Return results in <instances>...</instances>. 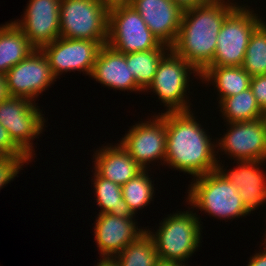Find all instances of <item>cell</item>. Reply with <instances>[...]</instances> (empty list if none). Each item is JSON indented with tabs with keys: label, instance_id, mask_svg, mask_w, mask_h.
Here are the masks:
<instances>
[{
	"label": "cell",
	"instance_id": "11",
	"mask_svg": "<svg viewBox=\"0 0 266 266\" xmlns=\"http://www.w3.org/2000/svg\"><path fill=\"white\" fill-rule=\"evenodd\" d=\"M107 43H98L85 39H67L58 37L41 50L50 63L53 76L57 79L61 73L82 71L90 75L99 51Z\"/></svg>",
	"mask_w": 266,
	"mask_h": 266
},
{
	"label": "cell",
	"instance_id": "6",
	"mask_svg": "<svg viewBox=\"0 0 266 266\" xmlns=\"http://www.w3.org/2000/svg\"><path fill=\"white\" fill-rule=\"evenodd\" d=\"M107 44L124 54L171 48L158 40L141 15L128 3L109 5Z\"/></svg>",
	"mask_w": 266,
	"mask_h": 266
},
{
	"label": "cell",
	"instance_id": "32",
	"mask_svg": "<svg viewBox=\"0 0 266 266\" xmlns=\"http://www.w3.org/2000/svg\"><path fill=\"white\" fill-rule=\"evenodd\" d=\"M264 242L266 244V240ZM250 258L247 266H266V247L264 251L262 250Z\"/></svg>",
	"mask_w": 266,
	"mask_h": 266
},
{
	"label": "cell",
	"instance_id": "26",
	"mask_svg": "<svg viewBox=\"0 0 266 266\" xmlns=\"http://www.w3.org/2000/svg\"><path fill=\"white\" fill-rule=\"evenodd\" d=\"M244 70L251 76L266 74V24L261 22L252 32L243 64Z\"/></svg>",
	"mask_w": 266,
	"mask_h": 266
},
{
	"label": "cell",
	"instance_id": "24",
	"mask_svg": "<svg viewBox=\"0 0 266 266\" xmlns=\"http://www.w3.org/2000/svg\"><path fill=\"white\" fill-rule=\"evenodd\" d=\"M167 50V51H166ZM171 48H156L126 54L127 66L135 78L137 86L145 92L153 82L158 64ZM166 51V52H165Z\"/></svg>",
	"mask_w": 266,
	"mask_h": 266
},
{
	"label": "cell",
	"instance_id": "23",
	"mask_svg": "<svg viewBox=\"0 0 266 266\" xmlns=\"http://www.w3.org/2000/svg\"><path fill=\"white\" fill-rule=\"evenodd\" d=\"M222 116L228 123L254 121L263 118L264 111L258 105L251 88L226 97L220 103Z\"/></svg>",
	"mask_w": 266,
	"mask_h": 266
},
{
	"label": "cell",
	"instance_id": "15",
	"mask_svg": "<svg viewBox=\"0 0 266 266\" xmlns=\"http://www.w3.org/2000/svg\"><path fill=\"white\" fill-rule=\"evenodd\" d=\"M149 30L165 45L171 47L179 33L183 11L173 0H129Z\"/></svg>",
	"mask_w": 266,
	"mask_h": 266
},
{
	"label": "cell",
	"instance_id": "10",
	"mask_svg": "<svg viewBox=\"0 0 266 266\" xmlns=\"http://www.w3.org/2000/svg\"><path fill=\"white\" fill-rule=\"evenodd\" d=\"M153 117L152 121L133 125L120 141L143 170L150 162H164L166 158V112Z\"/></svg>",
	"mask_w": 266,
	"mask_h": 266
},
{
	"label": "cell",
	"instance_id": "9",
	"mask_svg": "<svg viewBox=\"0 0 266 266\" xmlns=\"http://www.w3.org/2000/svg\"><path fill=\"white\" fill-rule=\"evenodd\" d=\"M44 122L35 101L33 103L26 98L10 96L0 103V124L30 159L34 155L31 140L42 133Z\"/></svg>",
	"mask_w": 266,
	"mask_h": 266
},
{
	"label": "cell",
	"instance_id": "35",
	"mask_svg": "<svg viewBox=\"0 0 266 266\" xmlns=\"http://www.w3.org/2000/svg\"><path fill=\"white\" fill-rule=\"evenodd\" d=\"M155 266H186L183 262L159 259Z\"/></svg>",
	"mask_w": 266,
	"mask_h": 266
},
{
	"label": "cell",
	"instance_id": "36",
	"mask_svg": "<svg viewBox=\"0 0 266 266\" xmlns=\"http://www.w3.org/2000/svg\"><path fill=\"white\" fill-rule=\"evenodd\" d=\"M108 5L115 3H127L129 0H104Z\"/></svg>",
	"mask_w": 266,
	"mask_h": 266
},
{
	"label": "cell",
	"instance_id": "21",
	"mask_svg": "<svg viewBox=\"0 0 266 266\" xmlns=\"http://www.w3.org/2000/svg\"><path fill=\"white\" fill-rule=\"evenodd\" d=\"M202 81L214 83L219 92V103L226 97L250 88L251 76L242 66H208L201 74Z\"/></svg>",
	"mask_w": 266,
	"mask_h": 266
},
{
	"label": "cell",
	"instance_id": "34",
	"mask_svg": "<svg viewBox=\"0 0 266 266\" xmlns=\"http://www.w3.org/2000/svg\"><path fill=\"white\" fill-rule=\"evenodd\" d=\"M96 266H120L118 260L115 257H102Z\"/></svg>",
	"mask_w": 266,
	"mask_h": 266
},
{
	"label": "cell",
	"instance_id": "27",
	"mask_svg": "<svg viewBox=\"0 0 266 266\" xmlns=\"http://www.w3.org/2000/svg\"><path fill=\"white\" fill-rule=\"evenodd\" d=\"M122 193L123 199L134 215L138 209H143L144 206L150 204L154 196V186L147 170H142L134 178L125 183L122 186Z\"/></svg>",
	"mask_w": 266,
	"mask_h": 266
},
{
	"label": "cell",
	"instance_id": "25",
	"mask_svg": "<svg viewBox=\"0 0 266 266\" xmlns=\"http://www.w3.org/2000/svg\"><path fill=\"white\" fill-rule=\"evenodd\" d=\"M114 257L120 266H155L159 260L154 241L146 230Z\"/></svg>",
	"mask_w": 266,
	"mask_h": 266
},
{
	"label": "cell",
	"instance_id": "28",
	"mask_svg": "<svg viewBox=\"0 0 266 266\" xmlns=\"http://www.w3.org/2000/svg\"><path fill=\"white\" fill-rule=\"evenodd\" d=\"M27 161L31 162L29 157L0 156V189L19 174Z\"/></svg>",
	"mask_w": 266,
	"mask_h": 266
},
{
	"label": "cell",
	"instance_id": "20",
	"mask_svg": "<svg viewBox=\"0 0 266 266\" xmlns=\"http://www.w3.org/2000/svg\"><path fill=\"white\" fill-rule=\"evenodd\" d=\"M35 48L22 30L14 23L0 26V72L6 74L12 67L27 58Z\"/></svg>",
	"mask_w": 266,
	"mask_h": 266
},
{
	"label": "cell",
	"instance_id": "5",
	"mask_svg": "<svg viewBox=\"0 0 266 266\" xmlns=\"http://www.w3.org/2000/svg\"><path fill=\"white\" fill-rule=\"evenodd\" d=\"M189 212L168 215L155 234L146 229L154 241L159 259L185 263L200 247L201 221L196 213Z\"/></svg>",
	"mask_w": 266,
	"mask_h": 266
},
{
	"label": "cell",
	"instance_id": "22",
	"mask_svg": "<svg viewBox=\"0 0 266 266\" xmlns=\"http://www.w3.org/2000/svg\"><path fill=\"white\" fill-rule=\"evenodd\" d=\"M94 190L97 205L101 207V214L109 213L124 219H132L135 216L123 199L122 186L101 177L94 171Z\"/></svg>",
	"mask_w": 266,
	"mask_h": 266
},
{
	"label": "cell",
	"instance_id": "30",
	"mask_svg": "<svg viewBox=\"0 0 266 266\" xmlns=\"http://www.w3.org/2000/svg\"><path fill=\"white\" fill-rule=\"evenodd\" d=\"M250 88L260 108L266 110V74L251 77Z\"/></svg>",
	"mask_w": 266,
	"mask_h": 266
},
{
	"label": "cell",
	"instance_id": "1",
	"mask_svg": "<svg viewBox=\"0 0 266 266\" xmlns=\"http://www.w3.org/2000/svg\"><path fill=\"white\" fill-rule=\"evenodd\" d=\"M193 113L166 112V158L174 169L199 177L217 170L216 144Z\"/></svg>",
	"mask_w": 266,
	"mask_h": 266
},
{
	"label": "cell",
	"instance_id": "7",
	"mask_svg": "<svg viewBox=\"0 0 266 266\" xmlns=\"http://www.w3.org/2000/svg\"><path fill=\"white\" fill-rule=\"evenodd\" d=\"M237 6L224 20L217 36L216 51L209 66H241L254 29L262 22L258 14Z\"/></svg>",
	"mask_w": 266,
	"mask_h": 266
},
{
	"label": "cell",
	"instance_id": "14",
	"mask_svg": "<svg viewBox=\"0 0 266 266\" xmlns=\"http://www.w3.org/2000/svg\"><path fill=\"white\" fill-rule=\"evenodd\" d=\"M61 0H29L24 18L13 21L35 49H42L60 37Z\"/></svg>",
	"mask_w": 266,
	"mask_h": 266
},
{
	"label": "cell",
	"instance_id": "19",
	"mask_svg": "<svg viewBox=\"0 0 266 266\" xmlns=\"http://www.w3.org/2000/svg\"><path fill=\"white\" fill-rule=\"evenodd\" d=\"M95 171L103 178L123 186L143 169L119 143L105 146L95 153Z\"/></svg>",
	"mask_w": 266,
	"mask_h": 266
},
{
	"label": "cell",
	"instance_id": "16",
	"mask_svg": "<svg viewBox=\"0 0 266 266\" xmlns=\"http://www.w3.org/2000/svg\"><path fill=\"white\" fill-rule=\"evenodd\" d=\"M95 224V241L102 257L116 256L145 231L138 229L134 220L109 213H99Z\"/></svg>",
	"mask_w": 266,
	"mask_h": 266
},
{
	"label": "cell",
	"instance_id": "3",
	"mask_svg": "<svg viewBox=\"0 0 266 266\" xmlns=\"http://www.w3.org/2000/svg\"><path fill=\"white\" fill-rule=\"evenodd\" d=\"M188 190L190 206L225 220L246 216L249 212L242 202L239 190L218 170L195 178Z\"/></svg>",
	"mask_w": 266,
	"mask_h": 266
},
{
	"label": "cell",
	"instance_id": "31",
	"mask_svg": "<svg viewBox=\"0 0 266 266\" xmlns=\"http://www.w3.org/2000/svg\"><path fill=\"white\" fill-rule=\"evenodd\" d=\"M215 0H173V2L182 10L186 11L195 7L209 4Z\"/></svg>",
	"mask_w": 266,
	"mask_h": 266
},
{
	"label": "cell",
	"instance_id": "8",
	"mask_svg": "<svg viewBox=\"0 0 266 266\" xmlns=\"http://www.w3.org/2000/svg\"><path fill=\"white\" fill-rule=\"evenodd\" d=\"M193 71V72H191ZM195 73L200 77V73L185 59L176 55L172 50L168 52L160 61L155 73L153 82L148 87L158 99L167 107L166 112L189 111L190 105L187 101V88L190 73ZM189 74V75H188ZM186 93V94H185ZM186 96V99H184ZM188 102V103H187Z\"/></svg>",
	"mask_w": 266,
	"mask_h": 266
},
{
	"label": "cell",
	"instance_id": "29",
	"mask_svg": "<svg viewBox=\"0 0 266 266\" xmlns=\"http://www.w3.org/2000/svg\"><path fill=\"white\" fill-rule=\"evenodd\" d=\"M0 156L28 157L11 139L8 131L0 124Z\"/></svg>",
	"mask_w": 266,
	"mask_h": 266
},
{
	"label": "cell",
	"instance_id": "13",
	"mask_svg": "<svg viewBox=\"0 0 266 266\" xmlns=\"http://www.w3.org/2000/svg\"><path fill=\"white\" fill-rule=\"evenodd\" d=\"M229 124L227 133L218 140L219 149L237 161L266 162V122L264 118Z\"/></svg>",
	"mask_w": 266,
	"mask_h": 266
},
{
	"label": "cell",
	"instance_id": "37",
	"mask_svg": "<svg viewBox=\"0 0 266 266\" xmlns=\"http://www.w3.org/2000/svg\"><path fill=\"white\" fill-rule=\"evenodd\" d=\"M263 118H264V121L266 122V110L264 111Z\"/></svg>",
	"mask_w": 266,
	"mask_h": 266
},
{
	"label": "cell",
	"instance_id": "17",
	"mask_svg": "<svg viewBox=\"0 0 266 266\" xmlns=\"http://www.w3.org/2000/svg\"><path fill=\"white\" fill-rule=\"evenodd\" d=\"M237 163L239 164L237 168L226 172L218 160L217 170L238 188L246 210L251 213L266 202V176L258 167L265 161H237Z\"/></svg>",
	"mask_w": 266,
	"mask_h": 266
},
{
	"label": "cell",
	"instance_id": "2",
	"mask_svg": "<svg viewBox=\"0 0 266 266\" xmlns=\"http://www.w3.org/2000/svg\"><path fill=\"white\" fill-rule=\"evenodd\" d=\"M227 2L215 0L183 11L179 33L171 50L200 74L213 61L217 36L224 20L238 6Z\"/></svg>",
	"mask_w": 266,
	"mask_h": 266
},
{
	"label": "cell",
	"instance_id": "12",
	"mask_svg": "<svg viewBox=\"0 0 266 266\" xmlns=\"http://www.w3.org/2000/svg\"><path fill=\"white\" fill-rule=\"evenodd\" d=\"M11 96L35 100L53 81L50 63L41 49H35L5 74Z\"/></svg>",
	"mask_w": 266,
	"mask_h": 266
},
{
	"label": "cell",
	"instance_id": "18",
	"mask_svg": "<svg viewBox=\"0 0 266 266\" xmlns=\"http://www.w3.org/2000/svg\"><path fill=\"white\" fill-rule=\"evenodd\" d=\"M90 77L113 89L142 92L127 66L126 54L114 50L108 44L101 47Z\"/></svg>",
	"mask_w": 266,
	"mask_h": 266
},
{
	"label": "cell",
	"instance_id": "4",
	"mask_svg": "<svg viewBox=\"0 0 266 266\" xmlns=\"http://www.w3.org/2000/svg\"><path fill=\"white\" fill-rule=\"evenodd\" d=\"M60 37L107 43L109 5L104 0H61Z\"/></svg>",
	"mask_w": 266,
	"mask_h": 266
},
{
	"label": "cell",
	"instance_id": "33",
	"mask_svg": "<svg viewBox=\"0 0 266 266\" xmlns=\"http://www.w3.org/2000/svg\"><path fill=\"white\" fill-rule=\"evenodd\" d=\"M10 96L6 76L0 72V103Z\"/></svg>",
	"mask_w": 266,
	"mask_h": 266
}]
</instances>
